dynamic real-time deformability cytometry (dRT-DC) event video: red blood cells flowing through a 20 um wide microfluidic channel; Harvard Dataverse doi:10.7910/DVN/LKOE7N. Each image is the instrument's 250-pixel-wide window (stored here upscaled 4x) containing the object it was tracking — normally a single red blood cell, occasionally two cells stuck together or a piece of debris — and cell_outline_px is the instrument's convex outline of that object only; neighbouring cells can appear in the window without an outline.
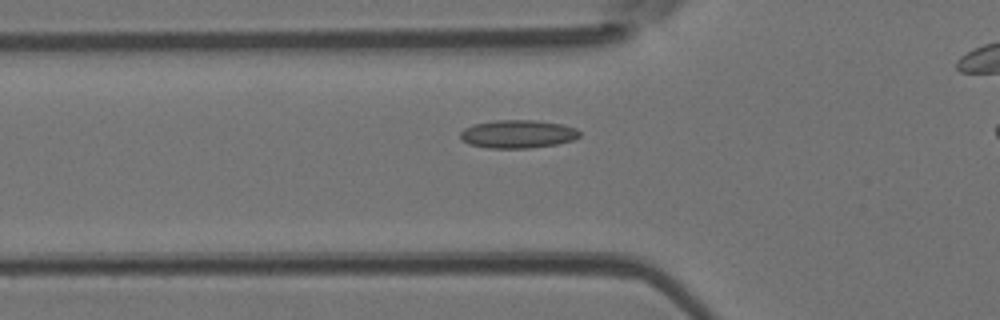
{"species": "Egyptian fruit bat (a non-hibernating species)", "species_latin": "Rousettus aegyptiacus", "temperature_condition": "room temperature", "stored_images_in_passage": 40, "camera_frame_rate_fps": 3000, "um_per_image_px": 0.085, "animal": {"sex": "female"}, "frame": {"image": 1, "passage_image": 12, "time_ms": 3.667, "image_size_px": [1000, 320], "cell_outline_px": [[580, 136], [572, 140], [556, 144], [528, 148], [488, 148], [468, 144], [460, 136], [460, 132], [464, 128], [472, 124], [496, 120], [536, 120], [560, 124], [576, 128], [580, 132]], "centroid_in_image_um": [43.99, 11.39], "position_along_channel_um": 81.8, "area_um2": 19.54}}
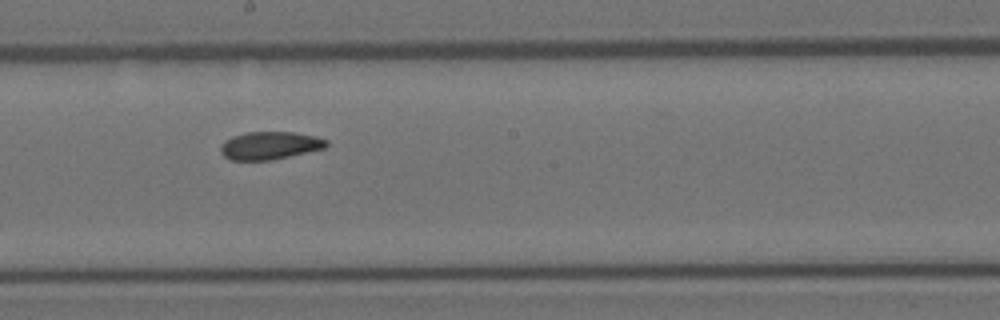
{"frame": {"image": 2, "passage_image": 23, "time_ms": 7.333, "image_size_px": [1000, 320], "cell_outline_px": [[328, 144], [324, 148], [272, 160], [228, 160], [220, 152], [220, 148], [224, 140], [232, 136], [244, 132], [292, 132], [316, 136], [328, 140]], "centroid_in_image_um": [22.9, 12.36], "position_along_channel_um": 225.3, "area_um2": 17.22}}
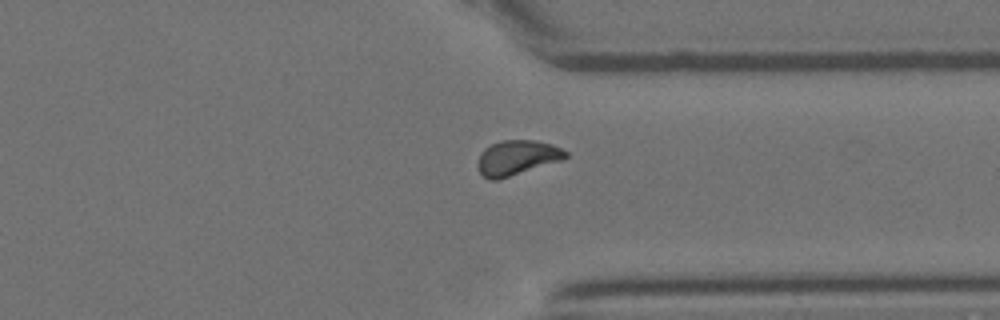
{"frame": {"image": 3, "passage_image": 34, "time_ms": 11.0, "image_size_px": [1000, 320], "cell_outline_px": [[568, 156], [564, 160], [496, 180], [488, 180], [480, 172], [476, 164], [480, 152], [484, 148], [500, 140], [532, 140], [552, 144], [568, 152]], "centroid_in_image_um": [43.94, 13.4], "position_along_channel_um": 367.5, "area_um2": 17.98}, "authors_computed_cell_mechanics": {"area_um2": 17.5712, "velocity_mm_per_s": 3.9017, "shape_relaxation_time_tau1_ms": 6.9799, "shape_relaxation_time_tau2_ms": 1.9679, "deformation_change_tau1": 0.1355, "deformation_change_tau2": 0.058}}